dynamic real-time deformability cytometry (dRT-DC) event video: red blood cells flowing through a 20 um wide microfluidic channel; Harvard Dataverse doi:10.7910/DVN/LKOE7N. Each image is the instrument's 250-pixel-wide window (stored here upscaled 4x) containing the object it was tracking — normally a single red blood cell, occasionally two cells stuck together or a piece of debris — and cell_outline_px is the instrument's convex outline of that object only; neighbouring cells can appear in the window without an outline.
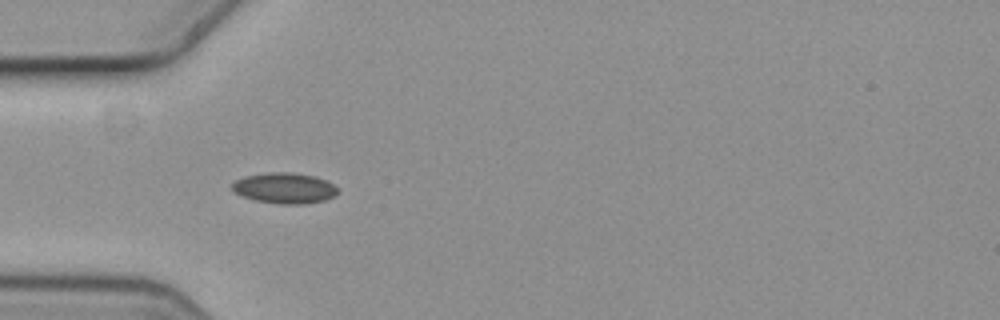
{"species": "common noctule bat (a hibernating species)", "species_latin": "Nyctalus noctula", "temperature_condition": "cold", "stored_images_in_passage": 7, "camera_frame_rate_fps": 3000, "um_per_image_px": 0.085, "animal": {"sex": "female", "body_mass_g": 19.3, "forearm_length_mm": 54.1}, "frame": {"image": 1, "passage_image": 6, "time_ms": 1.667, "image_size_px": [1000, 320], "cell_outline_px": [[336, 192], [332, 196], [324, 200], [304, 204], [280, 204], [252, 200], [236, 192], [232, 188], [232, 184], [236, 180], [244, 176], [268, 172], [292, 172], [312, 176], [324, 180], [332, 184], [336, 188]], "centroid_in_image_um": [24.14, 15.99], "position_along_channel_um": 60.9, "area_um2": 18.61}}
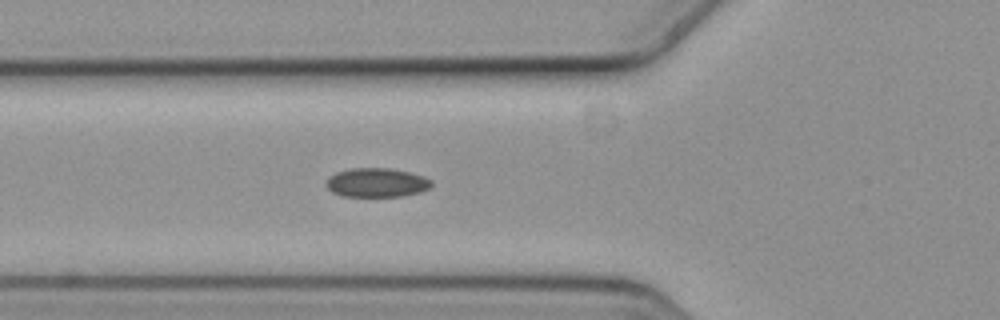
{"frame": {"image": 2, "passage_image": 7, "time_ms": 2.0, "image_size_px": [1000, 320], "cell_outline_px": [[432, 184], [428, 188], [420, 192], [400, 196], [344, 196], [332, 192], [324, 184], [328, 176], [336, 172], [348, 168], [392, 168], [412, 172], [424, 176], [432, 180]], "centroid_in_image_um": [32.0, 15.5], "position_along_channel_um": 93.8, "area_um2": 18.03}}